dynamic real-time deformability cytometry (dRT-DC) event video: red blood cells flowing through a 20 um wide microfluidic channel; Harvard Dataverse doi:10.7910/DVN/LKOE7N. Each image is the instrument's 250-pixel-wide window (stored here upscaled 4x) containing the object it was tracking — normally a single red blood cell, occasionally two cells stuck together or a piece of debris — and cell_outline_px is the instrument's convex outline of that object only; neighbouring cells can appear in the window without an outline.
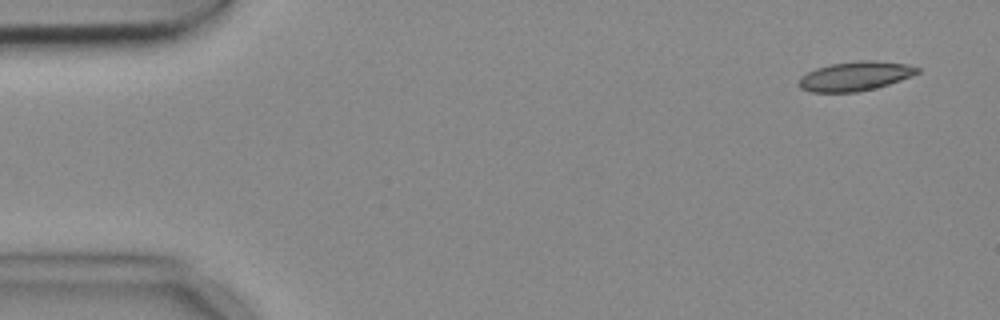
{"species": "common noctule bat (a hibernating species)", "species_latin": "Nyctalus noctula", "temperature_condition": "cold", "stored_images_in_passage": 5, "camera_frame_rate_fps": 3000, "um_per_image_px": 0.085, "animal": {"sex": "female", "body_mass_g": 18.4}, "frame": {"image": 1, "passage_image": 1, "time_ms": 0.0, "image_size_px": [1000, 320], "cell_outline_px": [[920, 72], [912, 76], [876, 88], [856, 92], [812, 92], [800, 88], [796, 84], [800, 76], [816, 68], [832, 64], [860, 60], [876, 60], [908, 64], [920, 68]], "centroid_in_image_um": [72.69, 6.47], "position_along_channel_um": 12.3, "area_um2": 20.35}}
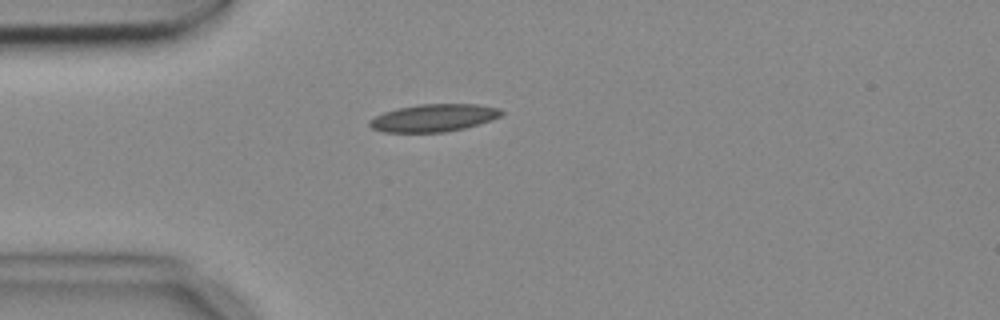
{"frame": {"image": 2, "passage_image": 4, "time_ms": 1.0, "image_size_px": [1000, 320], "cell_outline_px": [[504, 112], [500, 116], [492, 120], [464, 128], [444, 132], [380, 132], [372, 128], [368, 124], [368, 120], [384, 112], [400, 108], [420, 104], [476, 104], [500, 108]], "centroid_in_image_um": [36.86, 10.02], "position_along_channel_um": 48.1, "area_um2": 21.1}}